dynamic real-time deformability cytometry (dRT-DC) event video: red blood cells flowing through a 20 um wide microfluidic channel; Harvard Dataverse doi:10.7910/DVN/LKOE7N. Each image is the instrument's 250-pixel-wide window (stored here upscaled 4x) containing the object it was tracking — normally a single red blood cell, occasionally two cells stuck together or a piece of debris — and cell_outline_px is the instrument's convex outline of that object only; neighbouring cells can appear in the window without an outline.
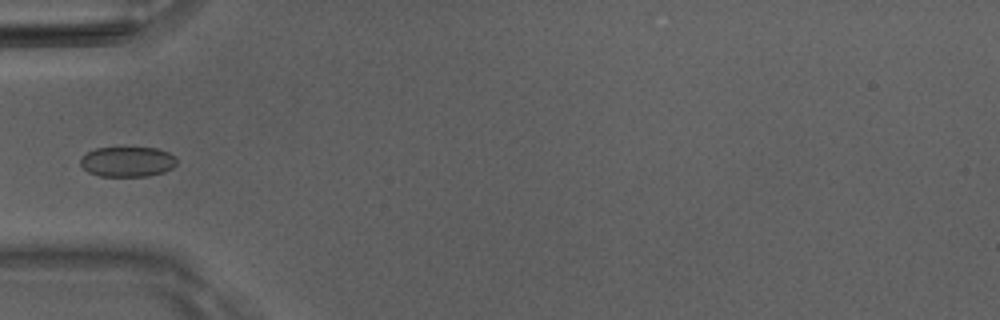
{"species": "Egyptian fruit bat (a non-hibernating species)", "species_latin": "Rousettus aegyptiacus", "temperature_condition": "room temperature", "stored_images_in_passage": 34, "camera_frame_rate_fps": 3000, "um_per_image_px": 0.085, "animal": {"sex": "male"}, "frame": {"image": 1, "passage_image": 1, "time_ms": 0.0, "image_size_px": [1000, 320], "cell_outline_px": [[176, 164], [172, 168], [164, 172], [148, 176], [100, 176], [88, 172], [80, 164], [80, 160], [88, 152], [96, 148], [124, 144], [156, 148], [168, 152], [176, 156]], "centroid_in_image_um": [10.85, 13.69], "position_along_channel_um": 74.2, "area_um2": 17.69}}
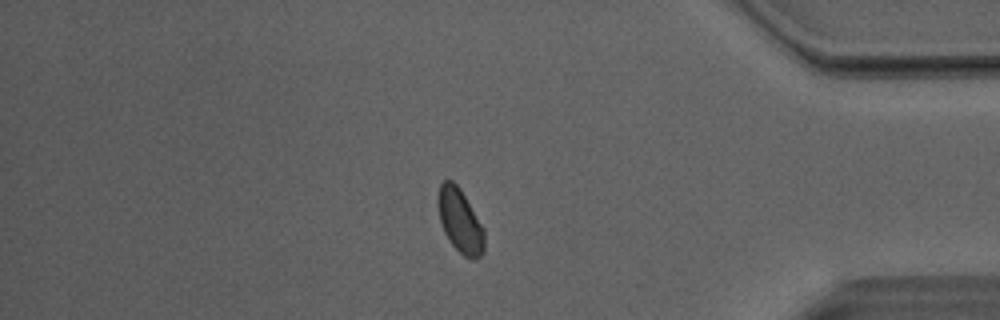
{"frame": {"image": 2, "passage_image": 27, "time_ms": 8.667, "image_size_px": [1000, 320], "cell_outline_px": [[484, 252], [480, 256], [472, 260], [464, 256], [452, 244], [444, 232], [440, 220], [436, 200], [440, 184], [444, 180], [452, 180], [460, 188], [484, 228]], "centroid_in_image_um": [39.1, 18.76], "position_along_channel_um": 396.1, "area_um2": 17.28}}
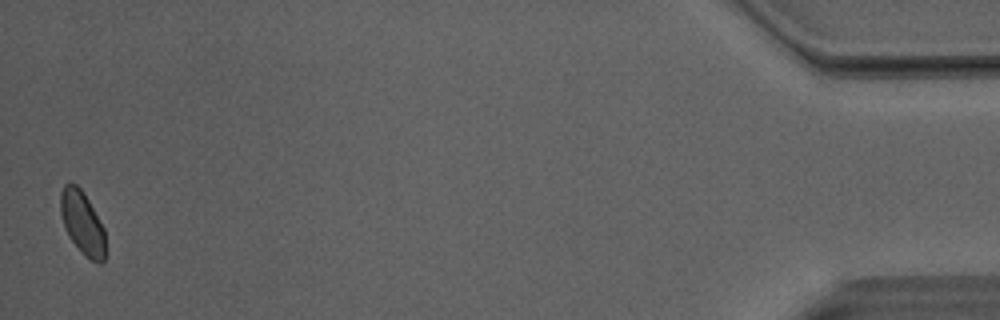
{"frame": {"image": 3, "passage_image": 34, "time_ms": 11.0, "image_size_px": [1000, 320], "cell_outline_px": [[104, 260], [100, 264], [84, 256], [68, 236], [64, 228], [60, 212], [60, 192], [64, 184], [76, 184], [80, 188], [88, 200], [104, 228]], "centroid_in_image_um": [6.97, 18.95], "position_along_channel_um": 428.2, "area_um2": 16.42}}